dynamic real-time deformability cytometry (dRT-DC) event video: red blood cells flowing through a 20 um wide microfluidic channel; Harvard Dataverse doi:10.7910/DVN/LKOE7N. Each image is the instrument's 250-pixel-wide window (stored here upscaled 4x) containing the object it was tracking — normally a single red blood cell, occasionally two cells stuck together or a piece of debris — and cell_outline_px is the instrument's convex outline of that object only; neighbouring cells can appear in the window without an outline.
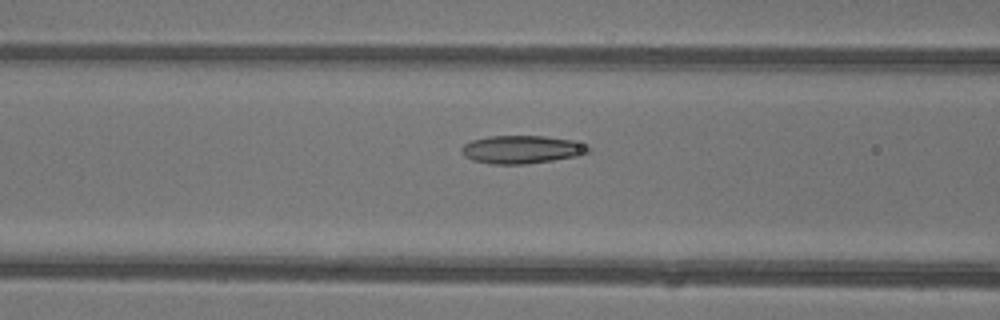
{"species": "common noctule bat (a hibernating species)", "species_latin": "Nyctalus noctula", "temperature_condition": "warm", "stored_images_in_passage": 47, "camera_frame_rate_fps": 3000, "um_per_image_px": 0.085, "animal": {"sex": "female"}, "frame": {"image": 1, "passage_image": 20, "time_ms": 6.333, "image_size_px": [1000, 320], "cell_outline_px": [[592, 152], [576, 156], [552, 160], [524, 164], [492, 164], [472, 160], [464, 156], [460, 152], [460, 148], [464, 144], [472, 140], [488, 136], [544, 136], [572, 140], [592, 148]], "centroid_in_image_um": [44.32, 12.7], "position_along_channel_um": 122.3, "area_um2": 20.75}}
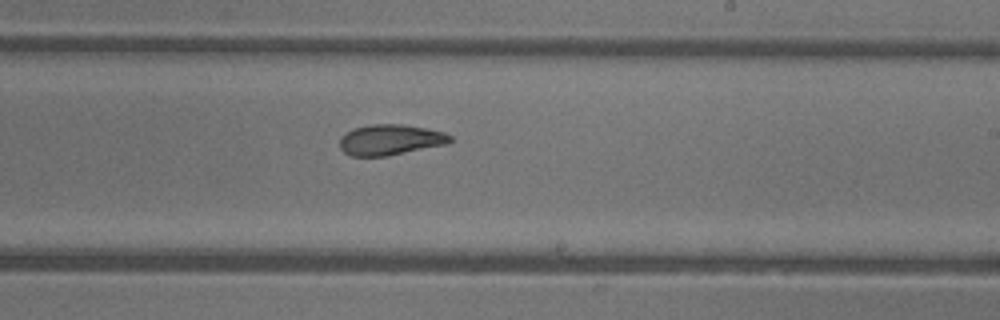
{"frame": {"image": 2, "passage_image": 29, "time_ms": 9.333, "image_size_px": [1000, 320], "cell_outline_px": [[452, 140], [448, 144], [388, 156], [352, 156], [344, 152], [340, 148], [340, 136], [352, 128], [372, 124], [404, 124], [444, 132], [452, 136]], "centroid_in_image_um": [33.17, 11.88], "position_along_channel_um": 255.8, "area_um2": 19.88}}
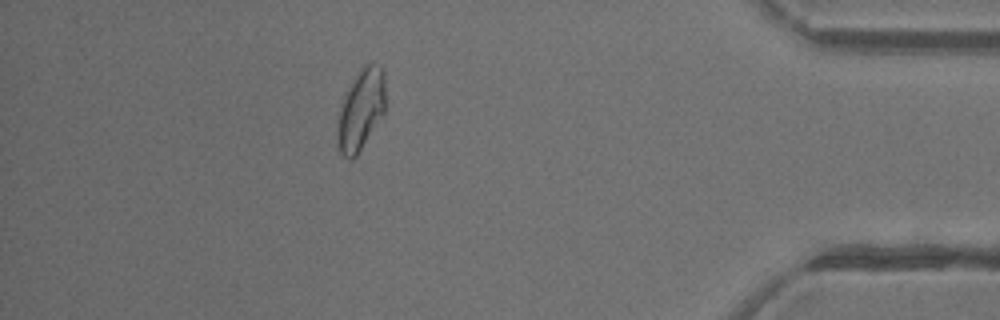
{"frame": {"image": 3, "passage_image": 42, "time_ms": 13.667, "image_size_px": [1000, 320], "cell_outline_px": [[384, 112], [356, 156], [352, 160], [348, 160], [340, 152], [336, 144], [336, 120], [340, 104], [344, 92], [356, 72], [364, 64], [380, 64], [384, 72]], "centroid_in_image_um": [30.61, 9.31], "position_along_channel_um": 404.6, "area_um2": 23.12}, "authors_computed_cell_mechanics": {"area_um2": 21.9062, "velocity_mm_per_s": 4.4623, "shape_relaxation_time_tau1_ms": 5.9082, "shape_relaxation_time_tau2_ms": 2.7187, "deformation_change_tau1": 0.1889, "deformation_change_tau2": 0.0768}}